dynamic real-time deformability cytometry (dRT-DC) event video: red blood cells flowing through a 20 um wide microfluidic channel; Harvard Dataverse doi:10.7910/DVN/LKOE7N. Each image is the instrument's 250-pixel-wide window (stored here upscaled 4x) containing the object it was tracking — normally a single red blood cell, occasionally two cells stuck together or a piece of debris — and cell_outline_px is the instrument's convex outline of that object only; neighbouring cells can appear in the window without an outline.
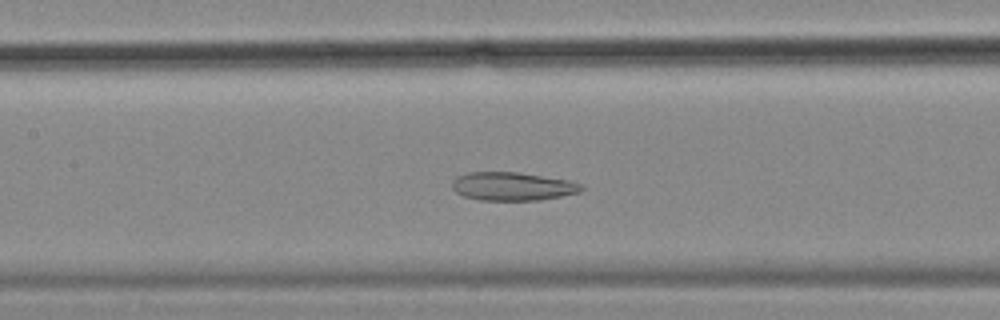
{"species": "common noctule bat (a hibernating species)", "species_latin": "Nyctalus noctula", "temperature_condition": "cold", "stored_images_in_passage": 57, "camera_frame_rate_fps": 3000, "um_per_image_px": 0.085, "animal": {"sex": "female", "body_mass_g": 18.4}, "frame": {"image": 1, "passage_image": 26, "time_ms": 8.333, "image_size_px": [1000, 320], "cell_outline_px": [[584, 188], [580, 192], [540, 200], [480, 200], [464, 196], [456, 192], [452, 188], [452, 180], [456, 176], [468, 172], [516, 172], [568, 180], [584, 184]], "centroid_in_image_um": [43.55, 15.84], "position_along_channel_um": 163.8, "area_um2": 21.39}}
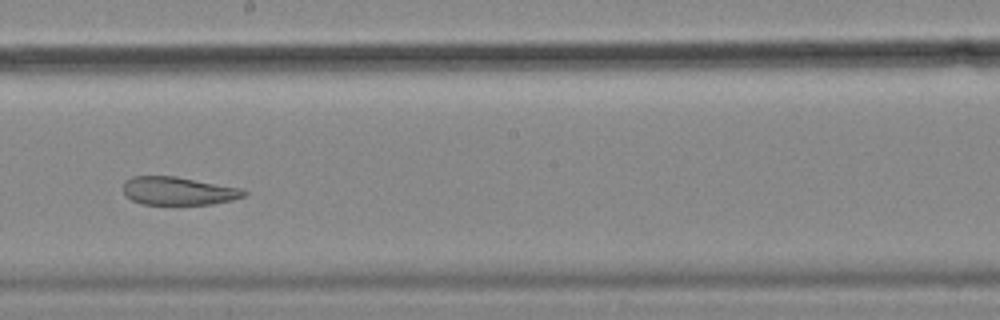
{"frame": {"image": 2, "passage_image": 32, "time_ms": 10.333, "image_size_px": [1000, 320], "cell_outline_px": [[248, 192], [244, 196], [232, 200], [212, 204], [140, 204], [132, 200], [124, 192], [124, 180], [132, 176], [176, 176], [244, 188]], "centroid_in_image_um": [15.19, 16.22], "position_along_channel_um": 233.0, "area_um2": 19.94}}
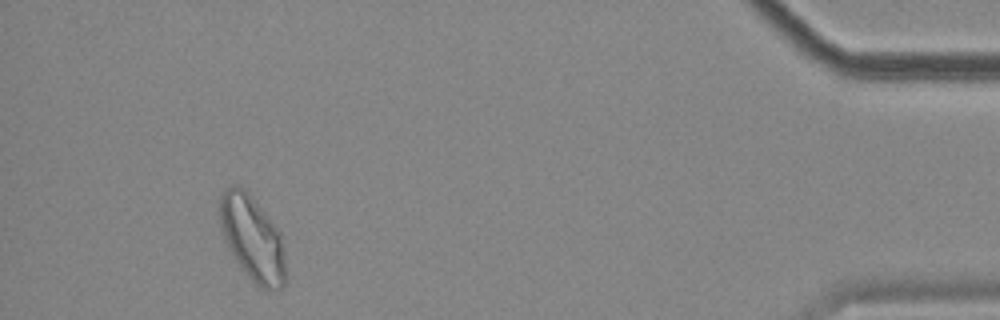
{"frame": {"image": 3, "passage_image": 53, "time_ms": 17.333, "image_size_px": [1000, 320], "cell_outline_px": [[284, 284], [280, 288], [260, 288], [244, 272], [232, 252], [224, 236], [220, 224], [216, 208], [220, 196], [232, 184], [236, 184], [244, 188], [252, 196], [280, 232], [284, 264]], "centroid_in_image_um": [21.4, 20.18], "position_along_channel_um": 413.8, "area_um2": 32.02}, "authors_computed_cell_mechanics": {"area_um2": 28.7266, "velocity_mm_per_s": 3.4855, "shape_relaxation_time_tau1_ms": null, "shape_relaxation_time_tau2_ms": 3.2628, "deformation_change_tau1": null, "deformation_change_tau2": 0.1014}}